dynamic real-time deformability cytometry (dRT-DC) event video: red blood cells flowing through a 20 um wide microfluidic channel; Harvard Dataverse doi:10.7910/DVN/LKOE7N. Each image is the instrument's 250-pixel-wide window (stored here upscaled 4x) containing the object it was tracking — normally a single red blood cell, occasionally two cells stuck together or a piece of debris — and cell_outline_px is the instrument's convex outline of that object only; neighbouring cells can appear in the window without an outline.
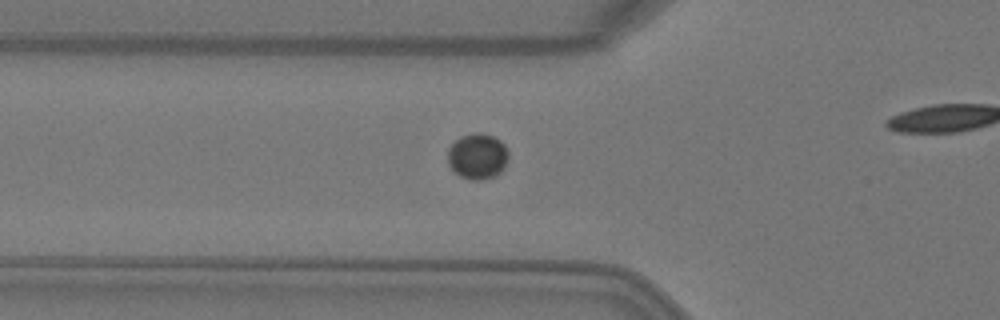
{"species": "Egyptian fruit bat (a non-hibernating species)", "species_latin": "Rousettus aegyptiacus", "temperature_condition": "warm", "stored_images_in_passage": 6, "camera_frame_rate_fps": 3000, "um_per_image_px": 0.085, "animal": {"sex": "female"}, "frame": {"image": 1, "passage_image": 5, "time_ms": 1.333, "image_size_px": [1000, 320], "cell_outline_px": [[508, 160], [504, 168], [500, 172], [492, 176], [480, 180], [472, 180], [460, 176], [448, 164], [448, 148], [460, 136], [476, 132], [480, 132], [492, 136], [500, 140], [504, 144], [508, 152]], "centroid_in_image_um": [40.59, 13.27], "position_along_channel_um": 85.2, "area_um2": 16.13}}